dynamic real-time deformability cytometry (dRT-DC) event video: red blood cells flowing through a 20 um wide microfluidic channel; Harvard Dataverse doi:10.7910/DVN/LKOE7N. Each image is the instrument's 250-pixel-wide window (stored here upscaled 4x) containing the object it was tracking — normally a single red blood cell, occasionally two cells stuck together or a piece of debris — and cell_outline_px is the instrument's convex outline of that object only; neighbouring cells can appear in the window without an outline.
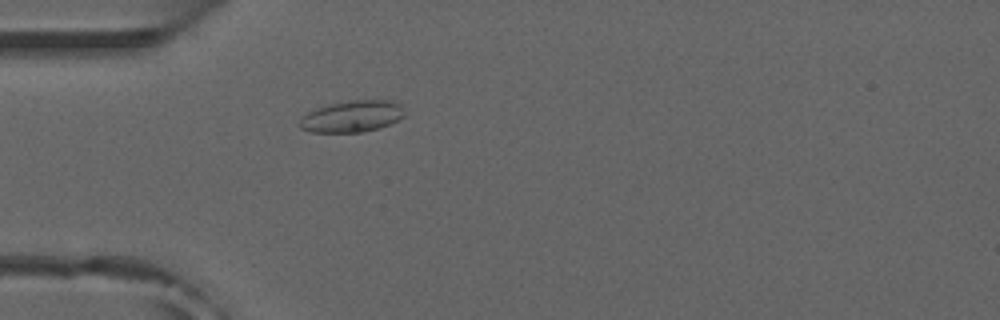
{"species": "common noctule bat (a hibernating species)", "species_latin": "Nyctalus noctula", "temperature_condition": "room temperature", "stored_images_in_passage": 44, "camera_frame_rate_fps": 3000, "um_per_image_px": 0.085, "animal": {"sex": "male", "forearm_length_mm": 52.5}, "frame": {"image": 1, "passage_image": 7, "time_ms": 2.0, "image_size_px": [1000, 320], "cell_outline_px": [[404, 116], [380, 128], [360, 132], [312, 132], [300, 128], [296, 124], [300, 116], [308, 112], [332, 104], [348, 100], [388, 100], [400, 104], [404, 112]], "centroid_in_image_um": [29.87, 9.9], "position_along_channel_um": 55.1, "area_um2": 19.19}}
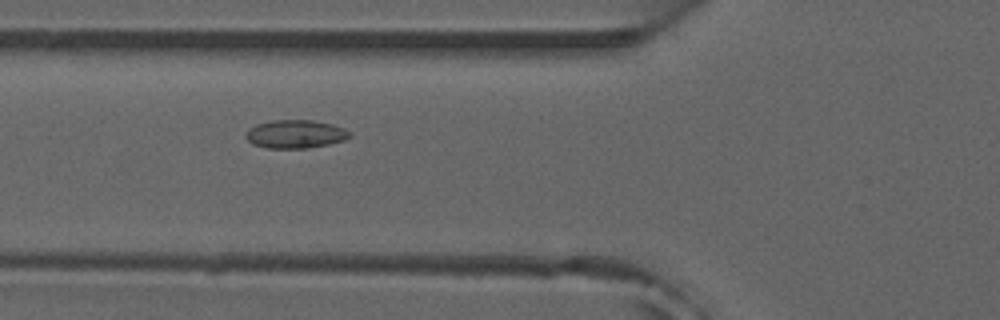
{"frame": {"image": 2, "passage_image": 11, "time_ms": 3.333, "image_size_px": [1000, 320], "cell_outline_px": [[352, 136], [344, 140], [328, 144], [308, 148], [268, 148], [252, 144], [244, 136], [244, 132], [248, 128], [256, 124], [272, 120], [312, 120], [332, 124], [344, 128], [352, 132]], "centroid_in_image_um": [25.09, 11.39], "position_along_channel_um": 100.7, "area_um2": 17.34}}
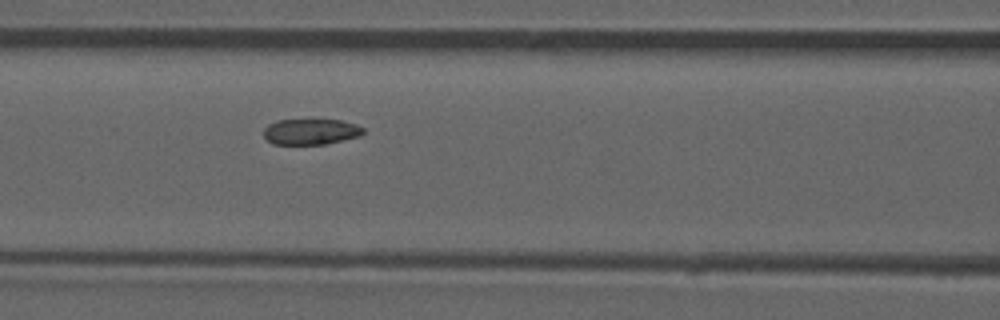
{"frame": {"image": 3, "passage_image": 14, "time_ms": 4.333, "image_size_px": [1000, 320], "cell_outline_px": [[364, 132], [360, 136], [324, 144], [272, 144], [264, 136], [264, 128], [268, 124], [276, 120], [340, 120], [356, 124], [364, 128]], "centroid_in_image_um": [26.41, 11.19], "position_along_channel_um": 140.2, "area_um2": 14.91}, "authors_computed_cell_mechanics": {"area_um2": 16.0106, "velocity_mm_per_s": 3.9237, "shape_relaxation_time_tau1_ms": null, "shape_relaxation_time_tau2_ms": 2.0109, "deformation_change_tau1": null, "deformation_change_tau2": 0.067}}